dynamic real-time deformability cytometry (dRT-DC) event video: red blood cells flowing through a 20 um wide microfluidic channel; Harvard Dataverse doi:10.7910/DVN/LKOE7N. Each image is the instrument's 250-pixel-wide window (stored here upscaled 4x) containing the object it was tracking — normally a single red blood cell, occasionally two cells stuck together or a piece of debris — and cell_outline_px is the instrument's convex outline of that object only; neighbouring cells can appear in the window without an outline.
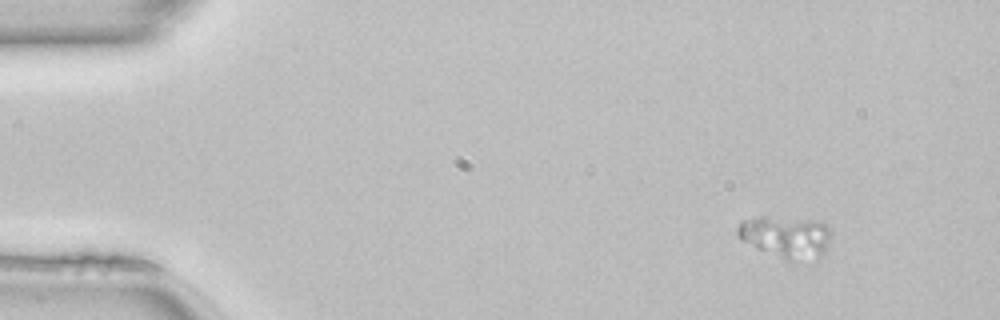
{"species": "common noctule bat (a hibernating species)", "species_latin": "Nyctalus noctula", "temperature_condition": "room temperature", "stored_images_in_passage": 46, "camera_frame_rate_fps": 3000, "um_per_image_px": 0.085, "animal": {"sex": "female", "body_mass_g": 22.7, "forearm_length_mm": 54.2}, "frame": {"image": 1, "passage_image": 1, "time_ms": 0.0, "image_size_px": [1000, 320], "cell_outline_px": [[832, 232], [828, 244], [824, 252], [816, 260], [784, 260], [756, 248], [740, 240], [736, 236], [736, 228], [740, 220], [760, 216], [764, 216], [816, 220], [828, 224]], "centroid_in_image_um": [66.79, 20.12], "position_along_channel_um": 18.2, "area_um2": 23.47}}
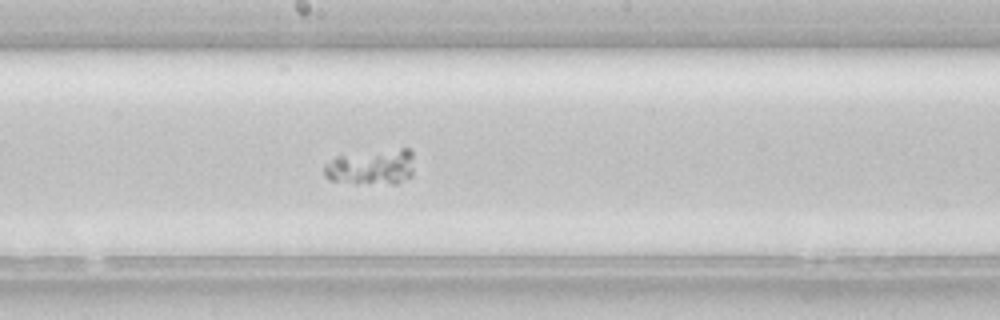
{"frame": {"image": 2, "passage_image": 23, "time_ms": 7.333, "image_size_px": [1000, 320], "cell_outline_px": [[412, 176], [396, 184], [356, 184], [328, 180], [324, 176], [324, 164], [336, 156], [400, 148], [408, 148], [412, 152]], "centroid_in_image_um": [31.55, 14.22], "position_along_channel_um": 216.7, "area_um2": 18.9}}
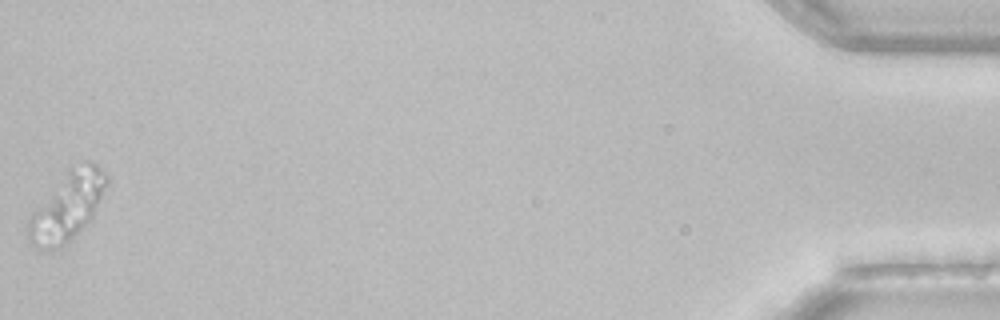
{"frame": {"image": 3, "passage_image": 46, "time_ms": 15.0, "image_size_px": [1000, 320], "cell_outline_px": [[108, 184], [92, 216], [84, 228], [60, 252], [44, 252], [28, 244], [24, 228], [32, 212], [68, 172], [88, 160], [92, 160], [108, 176]], "centroid_in_image_um": [5.67, 17.72], "position_along_channel_um": 429.5, "area_um2": 31.5}}